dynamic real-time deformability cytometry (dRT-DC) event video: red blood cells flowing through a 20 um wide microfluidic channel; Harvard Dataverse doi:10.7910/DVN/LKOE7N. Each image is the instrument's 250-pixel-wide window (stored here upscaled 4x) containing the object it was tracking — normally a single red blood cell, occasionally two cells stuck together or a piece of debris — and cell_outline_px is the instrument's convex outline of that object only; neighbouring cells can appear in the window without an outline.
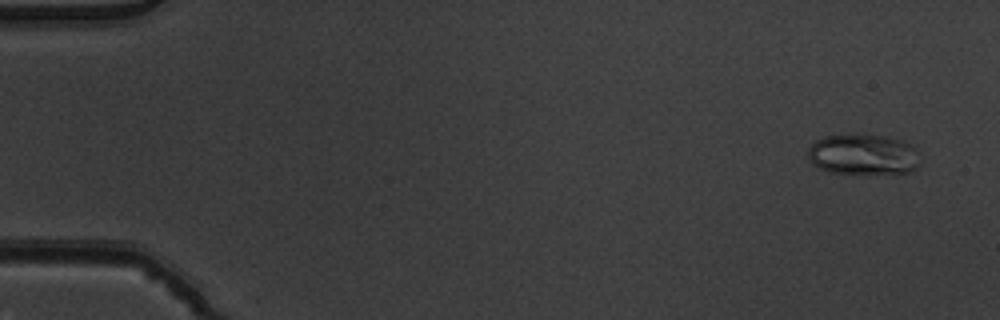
{"species": "common noctule bat (a hibernating species)", "species_latin": "Nyctalus noctula", "temperature_condition": "warm", "stored_images_in_passage": 6, "camera_frame_rate_fps": 3000, "um_per_image_px": 0.085, "animal": {"sex": "male", "body_mass_g": 19.5, "forearm_length_mm": 54.6}, "frame": {"image": 1, "passage_image": 1, "time_ms": 0.0, "image_size_px": [1000, 320], "cell_outline_px": [[920, 164], [916, 168], [908, 172], [828, 172], [812, 164], [808, 160], [808, 148], [816, 140], [824, 136], [860, 132], [888, 136], [904, 140], [912, 144], [920, 152]], "centroid_in_image_um": [73.4, 13.07], "position_along_channel_um": 11.6, "area_um2": 27.17}}